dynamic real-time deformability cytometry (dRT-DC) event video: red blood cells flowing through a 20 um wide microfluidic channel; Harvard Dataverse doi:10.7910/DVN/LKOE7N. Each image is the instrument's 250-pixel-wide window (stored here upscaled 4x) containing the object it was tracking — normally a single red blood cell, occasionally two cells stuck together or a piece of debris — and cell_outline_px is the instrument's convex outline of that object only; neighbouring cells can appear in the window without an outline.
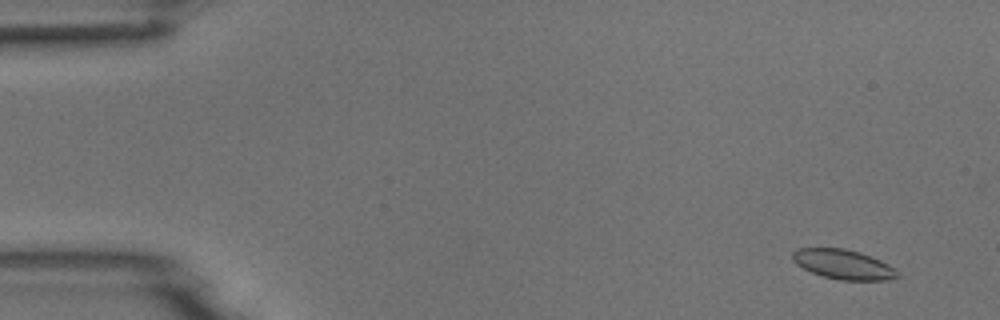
{"species": "common noctule bat (a hibernating species)", "species_latin": "Nyctalus noctula", "temperature_condition": "room temperature", "stored_images_in_passage": 54, "camera_frame_rate_fps": 3000, "um_per_image_px": 0.085, "animal": {"sex": "male", "body_mass_g": 18.8}, "frame": {"image": 1, "passage_image": 3, "time_ms": 0.667, "image_size_px": [1000, 320], "cell_outline_px": [[900, 276], [884, 280], [836, 280], [812, 272], [796, 264], [792, 260], [792, 252], [796, 248], [844, 248], [860, 252], [872, 256], [888, 264], [900, 272]], "centroid_in_image_um": [71.68, 22.46], "position_along_channel_um": 13.3, "area_um2": 18.21}}
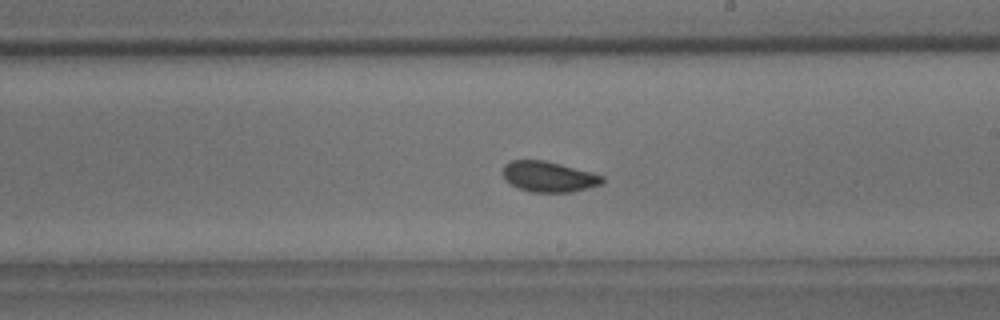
{"frame": {"image": 2, "passage_image": 31, "time_ms": 10.0, "image_size_px": [1000, 320], "cell_outline_px": [[604, 180], [600, 184], [588, 188], [572, 192], [532, 192], [520, 188], [512, 184], [504, 176], [504, 164], [512, 160], [544, 160], [592, 172], [604, 176]], "centroid_in_image_um": [46.68, 15.01], "position_along_channel_um": 242.3, "area_um2": 17.46}}
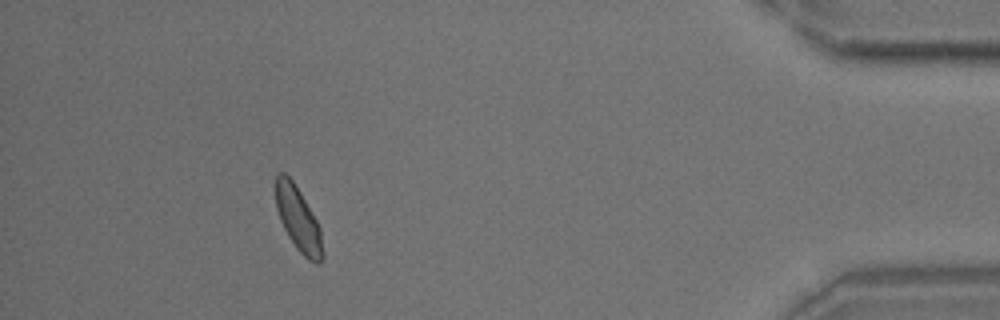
{"frame": {"image": 3, "passage_image": 49, "time_ms": 16.0, "image_size_px": [1000, 320], "cell_outline_px": [[324, 256], [320, 264], [316, 264], [308, 260], [296, 248], [288, 236], [280, 220], [276, 208], [276, 172], [284, 172], [292, 180], [300, 192], [316, 220], [320, 228], [324, 252]], "centroid_in_image_um": [25.36, 18.66], "position_along_channel_um": 409.8, "area_um2": 17.57}}